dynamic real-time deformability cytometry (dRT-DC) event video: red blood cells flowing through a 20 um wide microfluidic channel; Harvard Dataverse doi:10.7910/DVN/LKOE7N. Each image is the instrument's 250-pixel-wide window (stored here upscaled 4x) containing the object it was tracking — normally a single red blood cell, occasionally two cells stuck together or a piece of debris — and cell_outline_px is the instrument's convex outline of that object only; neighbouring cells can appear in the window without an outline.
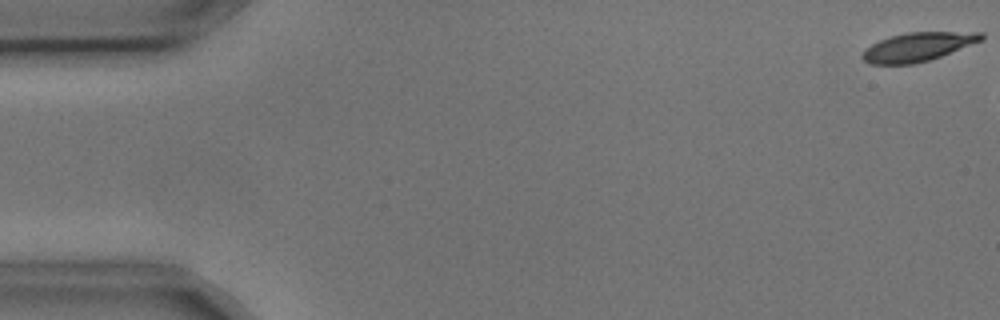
{"species": "common noctule bat (a hibernating species)", "species_latin": "Nyctalus noctula", "temperature_condition": "cold", "stored_images_in_passage": 3, "camera_frame_rate_fps": 3000, "um_per_image_px": 0.085, "animal": {"sex": "male", "body_mass_g": 17.9, "forearm_length_mm": 54.2}, "frame": {"image": 1, "passage_image": 1, "time_ms": 0.0, "image_size_px": [1000, 320], "cell_outline_px": [[984, 40], [940, 56], [928, 60], [912, 64], [868, 64], [860, 56], [864, 48], [880, 40], [892, 36], [908, 32], [984, 32]], "centroid_in_image_um": [78.01, 3.98], "position_along_channel_um": 7.0, "area_um2": 19.88}}